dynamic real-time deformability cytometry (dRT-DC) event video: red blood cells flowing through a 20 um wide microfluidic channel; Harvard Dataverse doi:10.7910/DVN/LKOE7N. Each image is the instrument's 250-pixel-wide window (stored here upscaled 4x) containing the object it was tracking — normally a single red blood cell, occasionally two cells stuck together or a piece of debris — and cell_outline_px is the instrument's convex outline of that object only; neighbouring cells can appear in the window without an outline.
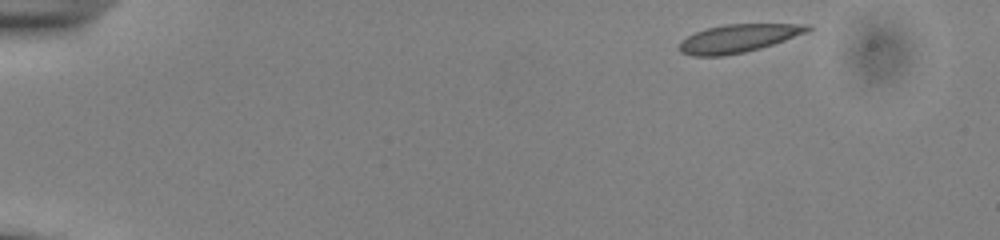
{"species": "common noctule bat (a hibernating species)", "species_latin": "Nyctalus noctula", "temperature_condition": "cold", "stored_images_in_passage": 48, "camera_frame_rate_fps": 3000, "um_per_image_px": 0.085, "animal": {"sex": "male", "body_mass_g": 13.0, "forearm_length_mm": 53.1}, "frame": {"image": 1, "passage_image": 1, "time_ms": 0.0, "image_size_px": [1000, 240], "cell_outline_px": [[812, 28], [804, 32], [784, 40], [760, 48], [744, 52], [724, 56], [692, 56], [680, 52], [680, 40], [696, 32], [708, 28], [724, 24], [812, 24]], "centroid_in_image_um": [62.71, 3.26], "position_along_channel_um": 22.3, "area_um2": 20.75}}
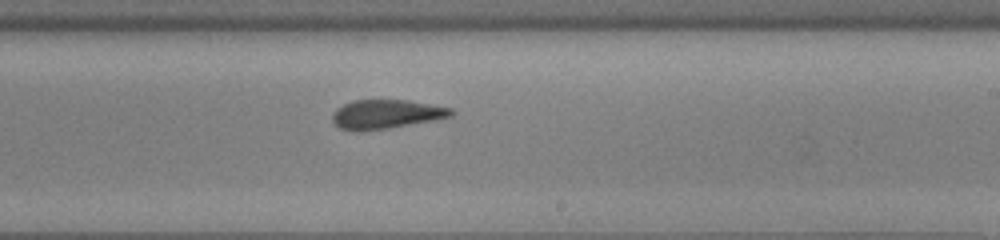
{"frame": {"image": 2, "passage_image": 28, "time_ms": 9.0, "image_size_px": [1000, 240], "cell_outline_px": [[456, 112], [452, 116], [436, 120], [388, 128], [356, 132], [352, 132], [340, 128], [332, 120], [332, 116], [336, 108], [352, 100], [408, 100], [452, 108]], "centroid_in_image_um": [32.83, 9.71], "position_along_channel_um": 256.2, "area_um2": 20.29}}
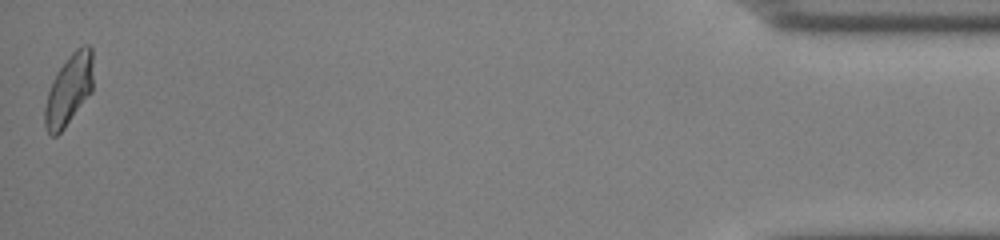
{"frame": {"image": 3, "passage_image": 48, "time_ms": 15.667, "image_size_px": [1000, 240], "cell_outline_px": [[92, 92], [64, 128], [56, 136], [52, 136], [48, 132], [44, 124], [44, 108], [48, 92], [52, 80], [56, 72], [68, 56], [76, 48], [84, 44], [88, 44], [92, 48]], "centroid_in_image_um": [5.85, 7.61], "position_along_channel_um": 429.3, "area_um2": 20.0}, "authors_computed_cell_mechanics": {"area_um2": 20.5479, "velocity_mm_per_s": 3.8397, "shape_relaxation_time_tau1_ms": null, "shape_relaxation_time_tau2_ms": 2.5797, "deformation_change_tau1": null, "deformation_change_tau2": 0.0522}}